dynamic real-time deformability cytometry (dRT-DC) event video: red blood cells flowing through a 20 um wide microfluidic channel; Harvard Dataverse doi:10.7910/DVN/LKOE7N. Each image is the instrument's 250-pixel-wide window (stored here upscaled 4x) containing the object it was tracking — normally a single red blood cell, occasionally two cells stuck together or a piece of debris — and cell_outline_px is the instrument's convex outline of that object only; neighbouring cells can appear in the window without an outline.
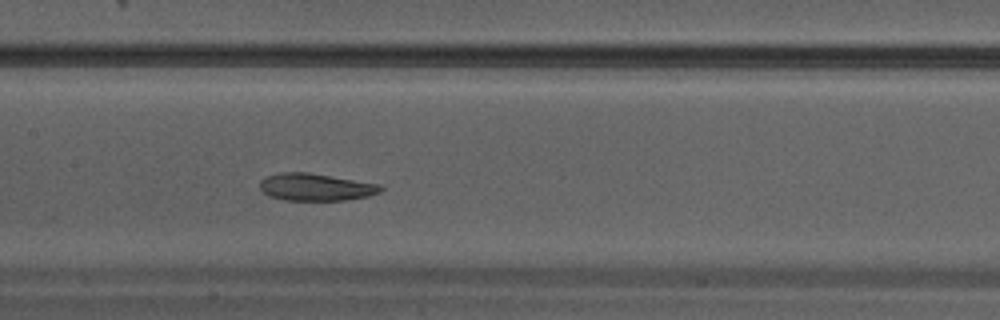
{"species": "Egyptian fruit bat (a non-hibernating species)", "species_latin": "Rousettus aegyptiacus", "temperature_condition": "warm", "stored_images_in_passage": 32, "camera_frame_rate_fps": 3000, "um_per_image_px": 0.085, "animal": {"sex": "male"}, "frame": {"image": 1, "passage_image": 13, "time_ms": 4.0, "image_size_px": [1000, 320], "cell_outline_px": [[384, 188], [380, 192], [368, 196], [344, 200], [284, 200], [268, 196], [260, 188], [260, 180], [268, 176], [280, 172], [308, 172], [380, 184]], "centroid_in_image_um": [26.83, 15.9], "position_along_channel_um": 180.6, "area_um2": 19.19}}
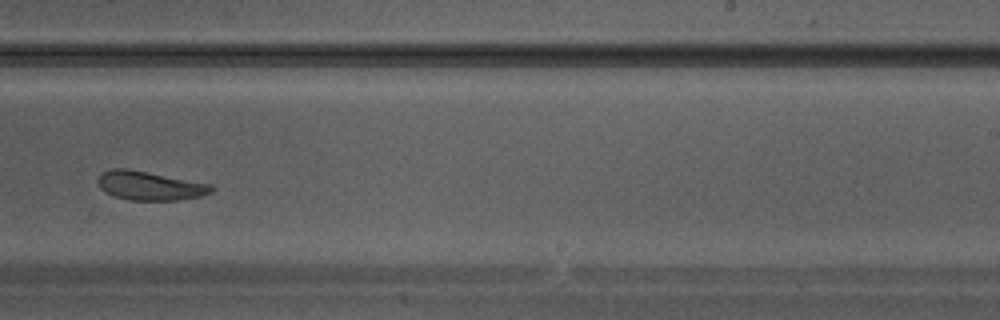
{"frame": {"image": 2, "passage_image": 18, "time_ms": 5.667, "image_size_px": [1000, 320], "cell_outline_px": [[216, 188], [212, 192], [200, 196], [176, 200], [128, 200], [112, 196], [100, 188], [96, 180], [104, 172], [112, 168], [124, 168], [148, 172], [212, 184]], "centroid_in_image_um": [12.74, 15.79], "position_along_channel_um": 276.3, "area_um2": 19.13}}